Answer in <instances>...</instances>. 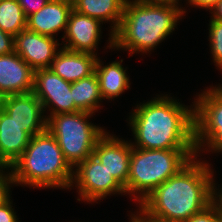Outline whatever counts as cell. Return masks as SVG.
Returning a JSON list of instances; mask_svg holds the SVG:
<instances>
[{
    "label": "cell",
    "mask_w": 222,
    "mask_h": 222,
    "mask_svg": "<svg viewBox=\"0 0 222 222\" xmlns=\"http://www.w3.org/2000/svg\"><path fill=\"white\" fill-rule=\"evenodd\" d=\"M197 157L139 204L140 219L184 222L211 204L214 173L209 163Z\"/></svg>",
    "instance_id": "cell-1"
},
{
    "label": "cell",
    "mask_w": 222,
    "mask_h": 222,
    "mask_svg": "<svg viewBox=\"0 0 222 222\" xmlns=\"http://www.w3.org/2000/svg\"><path fill=\"white\" fill-rule=\"evenodd\" d=\"M192 106V108H191ZM185 106L168 95L137 104L129 116L134 142L143 149H196L194 103Z\"/></svg>",
    "instance_id": "cell-2"
},
{
    "label": "cell",
    "mask_w": 222,
    "mask_h": 222,
    "mask_svg": "<svg viewBox=\"0 0 222 222\" xmlns=\"http://www.w3.org/2000/svg\"><path fill=\"white\" fill-rule=\"evenodd\" d=\"M183 16L174 6L127 0L119 28L113 34V48L147 54L175 30Z\"/></svg>",
    "instance_id": "cell-3"
},
{
    "label": "cell",
    "mask_w": 222,
    "mask_h": 222,
    "mask_svg": "<svg viewBox=\"0 0 222 222\" xmlns=\"http://www.w3.org/2000/svg\"><path fill=\"white\" fill-rule=\"evenodd\" d=\"M74 168L47 130L30 138L23 154L10 167L15 185L70 189Z\"/></svg>",
    "instance_id": "cell-4"
},
{
    "label": "cell",
    "mask_w": 222,
    "mask_h": 222,
    "mask_svg": "<svg viewBox=\"0 0 222 222\" xmlns=\"http://www.w3.org/2000/svg\"><path fill=\"white\" fill-rule=\"evenodd\" d=\"M196 149H143L131 146L125 192L140 204L156 187L176 175L194 157ZM137 195V196H136Z\"/></svg>",
    "instance_id": "cell-5"
},
{
    "label": "cell",
    "mask_w": 222,
    "mask_h": 222,
    "mask_svg": "<svg viewBox=\"0 0 222 222\" xmlns=\"http://www.w3.org/2000/svg\"><path fill=\"white\" fill-rule=\"evenodd\" d=\"M93 115L77 111L46 116V130L55 137L65 159L73 168L93 155L97 141L107 132L89 122Z\"/></svg>",
    "instance_id": "cell-6"
},
{
    "label": "cell",
    "mask_w": 222,
    "mask_h": 222,
    "mask_svg": "<svg viewBox=\"0 0 222 222\" xmlns=\"http://www.w3.org/2000/svg\"><path fill=\"white\" fill-rule=\"evenodd\" d=\"M78 189V201L97 202L115 193L126 195L124 187L94 156L86 158L74 168L71 187Z\"/></svg>",
    "instance_id": "cell-7"
},
{
    "label": "cell",
    "mask_w": 222,
    "mask_h": 222,
    "mask_svg": "<svg viewBox=\"0 0 222 222\" xmlns=\"http://www.w3.org/2000/svg\"><path fill=\"white\" fill-rule=\"evenodd\" d=\"M33 93L43 105L44 112L46 109L50 112L48 116L80 111L73 100L71 83L50 68L35 70Z\"/></svg>",
    "instance_id": "cell-8"
},
{
    "label": "cell",
    "mask_w": 222,
    "mask_h": 222,
    "mask_svg": "<svg viewBox=\"0 0 222 222\" xmlns=\"http://www.w3.org/2000/svg\"><path fill=\"white\" fill-rule=\"evenodd\" d=\"M0 107L30 137L46 131L47 118L43 105L33 92L3 97Z\"/></svg>",
    "instance_id": "cell-9"
},
{
    "label": "cell",
    "mask_w": 222,
    "mask_h": 222,
    "mask_svg": "<svg viewBox=\"0 0 222 222\" xmlns=\"http://www.w3.org/2000/svg\"><path fill=\"white\" fill-rule=\"evenodd\" d=\"M61 46L57 39L28 30L14 37L15 52L35 71L51 66ZM59 48V49H58Z\"/></svg>",
    "instance_id": "cell-10"
},
{
    "label": "cell",
    "mask_w": 222,
    "mask_h": 222,
    "mask_svg": "<svg viewBox=\"0 0 222 222\" xmlns=\"http://www.w3.org/2000/svg\"><path fill=\"white\" fill-rule=\"evenodd\" d=\"M93 155L125 188L129 176L131 142L106 132L97 141Z\"/></svg>",
    "instance_id": "cell-11"
},
{
    "label": "cell",
    "mask_w": 222,
    "mask_h": 222,
    "mask_svg": "<svg viewBox=\"0 0 222 222\" xmlns=\"http://www.w3.org/2000/svg\"><path fill=\"white\" fill-rule=\"evenodd\" d=\"M101 23L99 20L82 15L72 10L67 23L62 48L73 52H85L97 55L96 48L101 36ZM65 42V43H64Z\"/></svg>",
    "instance_id": "cell-12"
},
{
    "label": "cell",
    "mask_w": 222,
    "mask_h": 222,
    "mask_svg": "<svg viewBox=\"0 0 222 222\" xmlns=\"http://www.w3.org/2000/svg\"><path fill=\"white\" fill-rule=\"evenodd\" d=\"M34 72L15 51L0 55V99L33 92Z\"/></svg>",
    "instance_id": "cell-13"
},
{
    "label": "cell",
    "mask_w": 222,
    "mask_h": 222,
    "mask_svg": "<svg viewBox=\"0 0 222 222\" xmlns=\"http://www.w3.org/2000/svg\"><path fill=\"white\" fill-rule=\"evenodd\" d=\"M73 10L69 0H50L38 12L27 17L26 28L41 35L55 38L56 33L67 28L68 18Z\"/></svg>",
    "instance_id": "cell-14"
},
{
    "label": "cell",
    "mask_w": 222,
    "mask_h": 222,
    "mask_svg": "<svg viewBox=\"0 0 222 222\" xmlns=\"http://www.w3.org/2000/svg\"><path fill=\"white\" fill-rule=\"evenodd\" d=\"M30 138L0 107V167L10 168L23 154Z\"/></svg>",
    "instance_id": "cell-15"
},
{
    "label": "cell",
    "mask_w": 222,
    "mask_h": 222,
    "mask_svg": "<svg viewBox=\"0 0 222 222\" xmlns=\"http://www.w3.org/2000/svg\"><path fill=\"white\" fill-rule=\"evenodd\" d=\"M97 55L60 48L49 67L67 82L73 83L95 72Z\"/></svg>",
    "instance_id": "cell-16"
},
{
    "label": "cell",
    "mask_w": 222,
    "mask_h": 222,
    "mask_svg": "<svg viewBox=\"0 0 222 222\" xmlns=\"http://www.w3.org/2000/svg\"><path fill=\"white\" fill-rule=\"evenodd\" d=\"M127 0H73V10L99 20L101 23L111 22L109 49H113V34L119 28Z\"/></svg>",
    "instance_id": "cell-17"
},
{
    "label": "cell",
    "mask_w": 222,
    "mask_h": 222,
    "mask_svg": "<svg viewBox=\"0 0 222 222\" xmlns=\"http://www.w3.org/2000/svg\"><path fill=\"white\" fill-rule=\"evenodd\" d=\"M123 60L114 61L104 66L99 57L95 64V73L103 100L114 99L130 88L129 76L122 65Z\"/></svg>",
    "instance_id": "cell-18"
},
{
    "label": "cell",
    "mask_w": 222,
    "mask_h": 222,
    "mask_svg": "<svg viewBox=\"0 0 222 222\" xmlns=\"http://www.w3.org/2000/svg\"><path fill=\"white\" fill-rule=\"evenodd\" d=\"M195 100V125H222V84L205 89Z\"/></svg>",
    "instance_id": "cell-19"
},
{
    "label": "cell",
    "mask_w": 222,
    "mask_h": 222,
    "mask_svg": "<svg viewBox=\"0 0 222 222\" xmlns=\"http://www.w3.org/2000/svg\"><path fill=\"white\" fill-rule=\"evenodd\" d=\"M71 93L75 106L80 111L92 114L100 108V102L103 100L95 72L86 78L71 83Z\"/></svg>",
    "instance_id": "cell-20"
},
{
    "label": "cell",
    "mask_w": 222,
    "mask_h": 222,
    "mask_svg": "<svg viewBox=\"0 0 222 222\" xmlns=\"http://www.w3.org/2000/svg\"><path fill=\"white\" fill-rule=\"evenodd\" d=\"M27 17L17 0H3L0 2V28L11 34L18 35L26 29Z\"/></svg>",
    "instance_id": "cell-21"
},
{
    "label": "cell",
    "mask_w": 222,
    "mask_h": 222,
    "mask_svg": "<svg viewBox=\"0 0 222 222\" xmlns=\"http://www.w3.org/2000/svg\"><path fill=\"white\" fill-rule=\"evenodd\" d=\"M195 147L199 154L204 150L222 153V125H195Z\"/></svg>",
    "instance_id": "cell-22"
},
{
    "label": "cell",
    "mask_w": 222,
    "mask_h": 222,
    "mask_svg": "<svg viewBox=\"0 0 222 222\" xmlns=\"http://www.w3.org/2000/svg\"><path fill=\"white\" fill-rule=\"evenodd\" d=\"M208 30L212 60L222 70V21L211 19Z\"/></svg>",
    "instance_id": "cell-23"
},
{
    "label": "cell",
    "mask_w": 222,
    "mask_h": 222,
    "mask_svg": "<svg viewBox=\"0 0 222 222\" xmlns=\"http://www.w3.org/2000/svg\"><path fill=\"white\" fill-rule=\"evenodd\" d=\"M8 170L7 173H5L3 170ZM10 168L8 167H0V206L8 202L11 198L10 196V190L12 187L11 185H15L13 176L11 171H9Z\"/></svg>",
    "instance_id": "cell-24"
},
{
    "label": "cell",
    "mask_w": 222,
    "mask_h": 222,
    "mask_svg": "<svg viewBox=\"0 0 222 222\" xmlns=\"http://www.w3.org/2000/svg\"><path fill=\"white\" fill-rule=\"evenodd\" d=\"M184 222H222V216L217 208L211 203L203 211L192 215Z\"/></svg>",
    "instance_id": "cell-25"
},
{
    "label": "cell",
    "mask_w": 222,
    "mask_h": 222,
    "mask_svg": "<svg viewBox=\"0 0 222 222\" xmlns=\"http://www.w3.org/2000/svg\"><path fill=\"white\" fill-rule=\"evenodd\" d=\"M50 0H17L18 4L22 7L26 17L38 12Z\"/></svg>",
    "instance_id": "cell-26"
},
{
    "label": "cell",
    "mask_w": 222,
    "mask_h": 222,
    "mask_svg": "<svg viewBox=\"0 0 222 222\" xmlns=\"http://www.w3.org/2000/svg\"><path fill=\"white\" fill-rule=\"evenodd\" d=\"M14 51V36L0 28V55L13 53Z\"/></svg>",
    "instance_id": "cell-27"
},
{
    "label": "cell",
    "mask_w": 222,
    "mask_h": 222,
    "mask_svg": "<svg viewBox=\"0 0 222 222\" xmlns=\"http://www.w3.org/2000/svg\"><path fill=\"white\" fill-rule=\"evenodd\" d=\"M12 200L0 206V222H20L18 221L15 209L12 208Z\"/></svg>",
    "instance_id": "cell-28"
},
{
    "label": "cell",
    "mask_w": 222,
    "mask_h": 222,
    "mask_svg": "<svg viewBox=\"0 0 222 222\" xmlns=\"http://www.w3.org/2000/svg\"><path fill=\"white\" fill-rule=\"evenodd\" d=\"M215 185L216 184L212 176L211 203L217 208L218 213L222 216V187L219 189V186H218V189H217V186Z\"/></svg>",
    "instance_id": "cell-29"
},
{
    "label": "cell",
    "mask_w": 222,
    "mask_h": 222,
    "mask_svg": "<svg viewBox=\"0 0 222 222\" xmlns=\"http://www.w3.org/2000/svg\"><path fill=\"white\" fill-rule=\"evenodd\" d=\"M192 7L204 8L211 11L220 0H186Z\"/></svg>",
    "instance_id": "cell-30"
},
{
    "label": "cell",
    "mask_w": 222,
    "mask_h": 222,
    "mask_svg": "<svg viewBox=\"0 0 222 222\" xmlns=\"http://www.w3.org/2000/svg\"><path fill=\"white\" fill-rule=\"evenodd\" d=\"M147 1L150 2V3H153V4L174 6L178 9H180L183 12V14L186 12V10L183 7L180 6V4H179L180 1L179 0H147Z\"/></svg>",
    "instance_id": "cell-31"
},
{
    "label": "cell",
    "mask_w": 222,
    "mask_h": 222,
    "mask_svg": "<svg viewBox=\"0 0 222 222\" xmlns=\"http://www.w3.org/2000/svg\"><path fill=\"white\" fill-rule=\"evenodd\" d=\"M211 18L218 20V21H222V0H220L215 6L214 8L211 10Z\"/></svg>",
    "instance_id": "cell-32"
},
{
    "label": "cell",
    "mask_w": 222,
    "mask_h": 222,
    "mask_svg": "<svg viewBox=\"0 0 222 222\" xmlns=\"http://www.w3.org/2000/svg\"><path fill=\"white\" fill-rule=\"evenodd\" d=\"M143 222H175V221H164L161 219H141Z\"/></svg>",
    "instance_id": "cell-33"
},
{
    "label": "cell",
    "mask_w": 222,
    "mask_h": 222,
    "mask_svg": "<svg viewBox=\"0 0 222 222\" xmlns=\"http://www.w3.org/2000/svg\"><path fill=\"white\" fill-rule=\"evenodd\" d=\"M136 213H137L136 215L131 213V215H130L131 221L130 222H136L139 219L138 212H136Z\"/></svg>",
    "instance_id": "cell-34"
},
{
    "label": "cell",
    "mask_w": 222,
    "mask_h": 222,
    "mask_svg": "<svg viewBox=\"0 0 222 222\" xmlns=\"http://www.w3.org/2000/svg\"><path fill=\"white\" fill-rule=\"evenodd\" d=\"M136 222H143L140 218Z\"/></svg>",
    "instance_id": "cell-35"
}]
</instances>
